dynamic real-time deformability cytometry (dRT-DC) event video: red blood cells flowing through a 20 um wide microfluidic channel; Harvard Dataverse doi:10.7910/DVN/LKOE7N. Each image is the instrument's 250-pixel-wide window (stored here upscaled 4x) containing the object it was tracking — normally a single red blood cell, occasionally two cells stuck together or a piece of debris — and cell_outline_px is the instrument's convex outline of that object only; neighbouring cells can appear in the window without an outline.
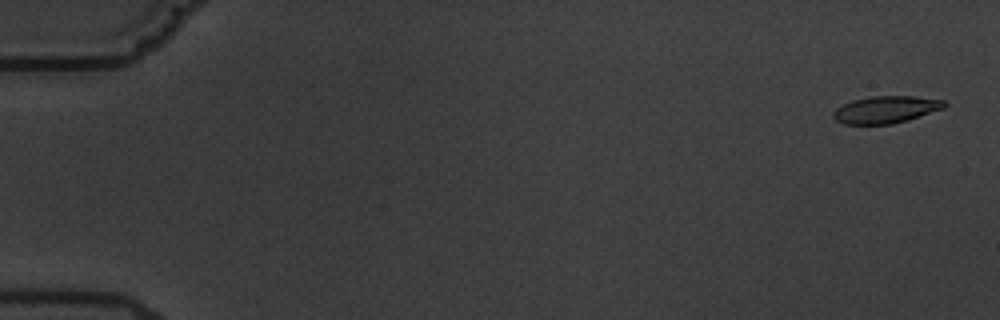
{"species": "common noctule bat (a hibernating species)", "species_latin": "Nyctalus noctula", "temperature_condition": "warm", "stored_images_in_passage": 7, "camera_frame_rate_fps": 3000, "um_per_image_px": 0.085, "animal": {"sex": "male", "body_mass_g": 19.5, "forearm_length_mm": 54.6}, "frame": {"image": 1, "passage_image": 1, "time_ms": 0.0, "image_size_px": [1000, 320], "cell_outline_px": [[948, 104], [944, 108], [908, 120], [892, 124], [844, 124], [836, 120], [832, 116], [832, 112], [836, 108], [852, 100], [872, 96], [912, 96], [944, 100]], "centroid_in_image_um": [75.29, 9.31], "position_along_channel_um": 9.7, "area_um2": 17.57}}
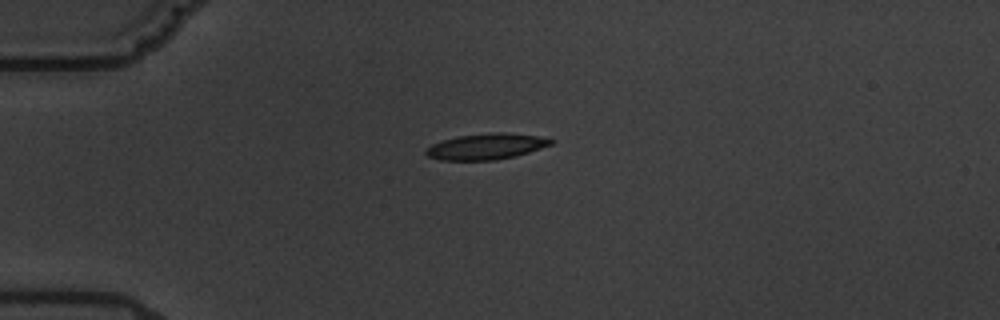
{"frame": {"image": 2, "passage_image": 5, "time_ms": 4.667, "image_size_px": [1000, 320], "cell_outline_px": [[556, 140], [552, 144], [516, 156], [492, 160], [440, 160], [428, 156], [424, 152], [432, 144], [444, 140], [460, 136], [492, 132], [508, 132], [536, 136]], "centroid_in_image_um": [41.34, 12.45], "position_along_channel_um": 43.7, "area_um2": 18.67}}